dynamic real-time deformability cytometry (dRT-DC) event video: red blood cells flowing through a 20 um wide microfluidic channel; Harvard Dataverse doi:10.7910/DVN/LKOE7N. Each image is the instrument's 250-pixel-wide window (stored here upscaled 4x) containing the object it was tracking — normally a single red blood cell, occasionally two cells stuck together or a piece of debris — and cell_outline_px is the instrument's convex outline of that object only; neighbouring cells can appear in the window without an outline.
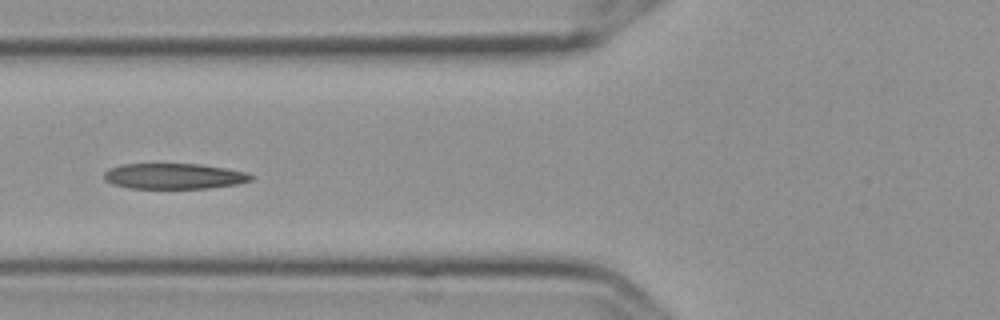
{"species": "Egyptian fruit bat (a non-hibernating species)", "species_latin": "Rousettus aegyptiacus", "temperature_condition": "cold", "stored_images_in_passage": 16, "camera_frame_rate_fps": 3000, "um_per_image_px": 0.085, "frame": {"image": 1, "passage_image": 6, "time_ms": 1.667, "image_size_px": [1000, 320], "cell_outline_px": [[252, 180], [236, 184], [208, 188], [128, 188], [112, 184], [104, 180], [104, 172], [108, 168], [120, 164], [200, 164], [248, 172], [252, 176]], "centroid_in_image_um": [14.75, 14.97], "position_along_channel_um": 111.1, "area_um2": 21.96}}
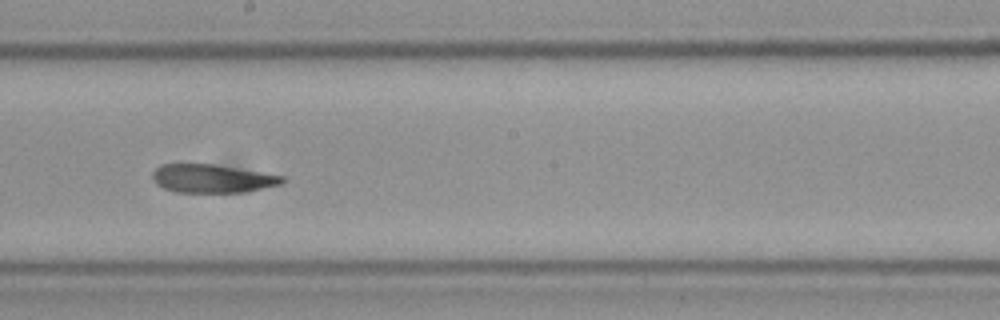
{"frame": {"image": 2, "passage_image": 9, "time_ms": 2.667, "image_size_px": [1000, 320], "cell_outline_px": [[284, 184], [244, 192], [176, 192], [164, 188], [156, 184], [152, 180], [152, 172], [160, 164], [212, 164], [284, 176]], "centroid_in_image_um": [18.01, 15.18], "position_along_channel_um": 230.2, "area_um2": 21.39}}
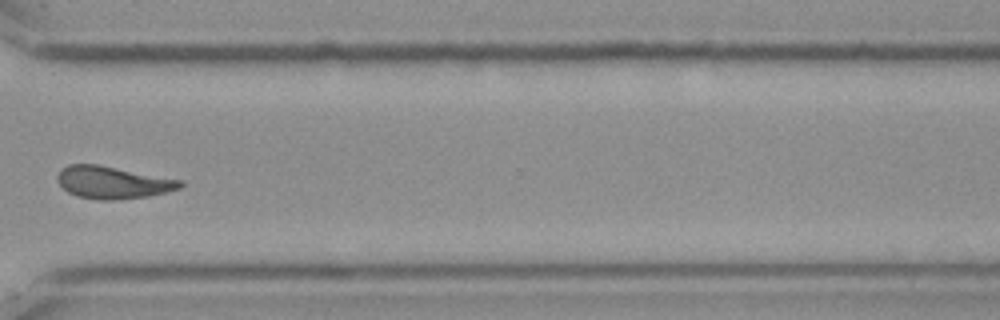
{"frame": {"image": 3, "passage_image": 12, "time_ms": 3.667, "image_size_px": [1000, 320], "cell_outline_px": [[184, 184], [180, 188], [168, 192], [148, 196], [112, 200], [96, 200], [76, 196], [60, 188], [56, 180], [56, 176], [68, 164], [96, 164], [180, 180]], "centroid_in_image_um": [9.53, 15.52], "position_along_channel_um": 361.1, "area_um2": 23.06}}